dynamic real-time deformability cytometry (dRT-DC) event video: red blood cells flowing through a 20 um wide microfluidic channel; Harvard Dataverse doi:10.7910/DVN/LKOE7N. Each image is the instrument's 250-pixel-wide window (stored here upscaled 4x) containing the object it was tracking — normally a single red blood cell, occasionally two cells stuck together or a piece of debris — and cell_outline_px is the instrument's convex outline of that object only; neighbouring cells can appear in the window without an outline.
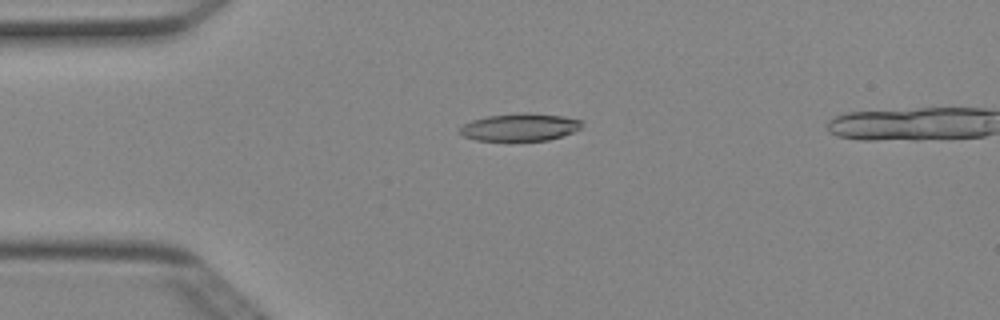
{"species": "Egyptian fruit bat (a non-hibernating species)", "species_latin": "Rousettus aegyptiacus", "temperature_condition": "cold", "stored_images_in_passage": 5, "camera_frame_rate_fps": 3000, "um_per_image_px": 0.085, "animal": {"sex": "female"}, "frame": {"image": 1, "passage_image": 4, "time_ms": 1.0, "image_size_px": [1000, 320], "cell_outline_px": [[580, 128], [572, 132], [548, 140], [476, 140], [464, 136], [460, 132], [460, 128], [464, 124], [472, 120], [484, 116], [524, 112], [528, 112], [560, 116], [580, 120]], "centroid_in_image_um": [44.14, 10.79], "position_along_channel_um": 40.9, "area_um2": 19.25}}